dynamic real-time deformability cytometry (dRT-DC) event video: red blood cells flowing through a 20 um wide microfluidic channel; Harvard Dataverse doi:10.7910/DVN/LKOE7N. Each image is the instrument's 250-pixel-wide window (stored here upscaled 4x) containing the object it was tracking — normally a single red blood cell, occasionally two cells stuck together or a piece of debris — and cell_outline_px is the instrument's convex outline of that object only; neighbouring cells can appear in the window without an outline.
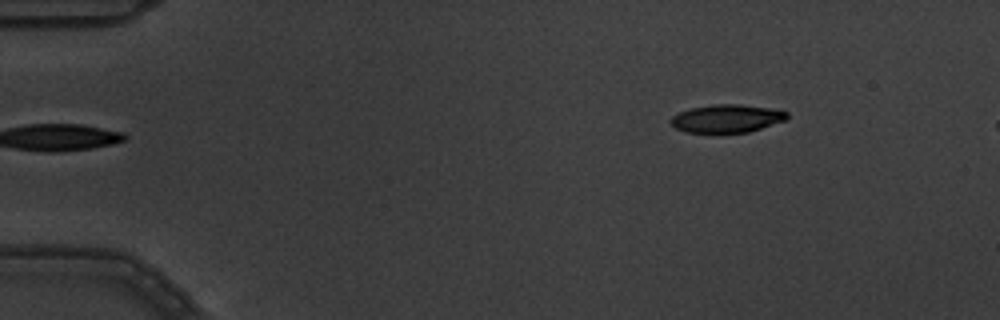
{"species": "common noctule bat (a hibernating species)", "species_latin": "Nyctalus noctula", "temperature_condition": "warm", "stored_images_in_passage": 4, "segment_of_instrument_passage": [2, 2], "camera_frame_rate_fps": 3000, "um_per_image_px": 0.085, "animal": {"sex": "male", "body_mass_g": 19.5, "forearm_length_mm": 54.6}, "frame": {"image": 1, "passage_image": 4, "time_ms": 1.0, "image_size_px": [1000, 320], "cell_outline_px": [[788, 116], [784, 120], [748, 132], [688, 132], [676, 128], [672, 124], [672, 116], [680, 112], [692, 108], [712, 104], [740, 104], [768, 108], [788, 112]], "centroid_in_image_um": [61.77, 10.06], "position_along_channel_um": 23.2, "area_um2": 18.5}}